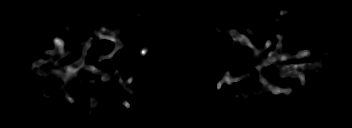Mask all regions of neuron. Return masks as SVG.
I'll return each mask as SVG.
<instances>
[{"label":"neuron","instance_id":"neuron-1","mask_svg":"<svg viewBox=\"0 0 352 128\" xmlns=\"http://www.w3.org/2000/svg\"><path fill=\"white\" fill-rule=\"evenodd\" d=\"M283 14H289L288 10L284 9L283 11H281V15ZM68 30H72L73 26L72 25H68L66 27ZM247 30V32L251 35L254 36L252 34H254L248 27L245 28ZM107 32L106 35H102L101 32ZM102 31L96 30L94 29L93 32L98 36V42L103 40V39H107L110 40L112 42H114L116 44L114 50L112 53L107 54V55H101L98 58V62H102L105 59H110L113 58V55L115 54V52H117L119 49L124 48L125 45L121 42V40L117 39L116 35L121 32L120 29H116V31H108L107 27L102 28ZM226 34H228L229 36H231L232 38V45H236L237 42H239L240 44L246 45L249 48H252L253 50V55H259L261 56L263 54V51H265V48H269L270 45L272 44L271 40H268L265 43L264 49H257L252 43L251 40L249 38H247L246 36L240 35L239 34V30H232L229 29L227 31H225ZM276 37L279 39L277 46L275 48V51L268 53V56L266 59L264 58H260L259 62L252 66L250 65L249 68H253V69H257L259 71V75H260V82L262 83L263 86H268L272 91L274 95H277L279 93H284L286 96L290 95L292 93V89L290 88H279L278 86H272L268 80L263 76L262 67H266V69H269V67H271L272 63H276L278 61H288L291 58H294L296 60L298 59H303L304 57H311L312 54L308 49H305L304 51L302 50H297L296 53L294 54H289V53H283L282 52V46H283V37L279 34H276ZM93 37H90L88 39L87 42H83L81 44L82 49H84V51H86L87 49H89L91 47V43L90 41L93 40ZM53 42L55 43V48H50L47 49L45 52L47 54L50 55V58L46 61L43 60H39V61H35L34 63H32L31 68L34 69L37 66L43 64V63H47V64H53V66H55V69L53 67V69H49V70H45L41 72V77L43 76H47V75H56L59 76L60 78H62V80L64 82H68V80H70L72 77H74V74L77 73L79 70H81V68H84L85 71L92 73V74H101L102 78L101 80L103 82H108L111 78L110 73L109 72H105L103 73L100 69L94 67V66H90L86 64V60L83 57H81L78 61L68 65V66H64V72L57 69L59 63L58 61L64 59L66 56H68L70 54V51L65 50V46H66V42L64 40H61L59 37H55ZM141 54L143 55L144 58H146V54H147V49L146 48H142L140 50ZM329 57V54L324 53L323 54V58L327 59ZM310 62H306V63H295L292 65H283L281 67H279V71L276 72L277 76L280 74V76H284V77H297L300 79L301 81V87L304 86L305 84V71L309 72L310 74L313 73L315 74V72H317L320 67L317 63H313L312 65H309ZM119 68H120V63L117 64V69L115 70V74H118L119 72ZM298 68H303L304 71H297ZM242 77H237L235 79H231L230 73L229 71H226L225 74L223 75V78L217 83V90L219 91L221 89L222 84L225 82L228 85H231L232 82H238L240 81ZM133 80V75L124 83V81L122 80L121 77H118V81L121 85H123L126 89L130 90V88H127V84L132 83ZM66 99L70 102L73 103L74 99L68 95L67 93L64 94ZM249 95V91H244L241 94L242 98H246ZM121 103L125 106L126 109H129L131 107V105L129 104L128 101L126 100H122Z\"/></svg>","mask_w":352,"mask_h":128}]
</instances>
